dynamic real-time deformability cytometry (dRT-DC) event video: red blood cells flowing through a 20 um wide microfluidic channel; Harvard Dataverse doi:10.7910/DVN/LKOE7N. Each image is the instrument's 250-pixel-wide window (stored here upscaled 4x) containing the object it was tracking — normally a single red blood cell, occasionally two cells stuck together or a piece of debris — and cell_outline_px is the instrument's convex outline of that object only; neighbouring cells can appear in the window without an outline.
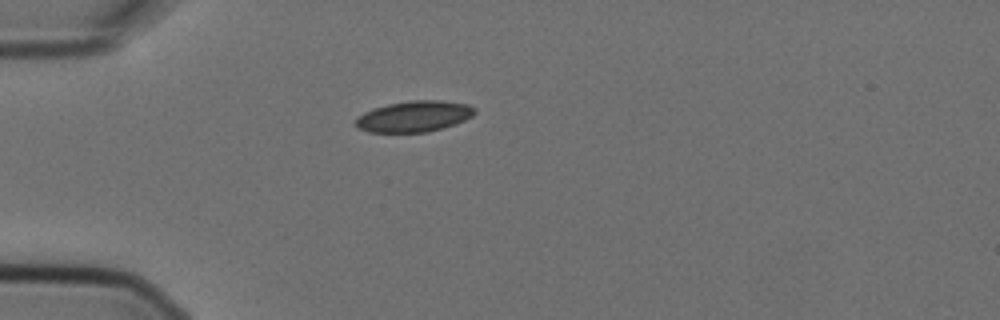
{"species": "Egyptian fruit bat (a non-hibernating species)", "species_latin": "Rousettus aegyptiacus", "temperature_condition": "cold", "stored_images_in_passage": 4, "camera_frame_rate_fps": 3000, "um_per_image_px": 0.085, "animal": {"sex": "female"}, "frame": {"image": 1, "passage_image": 1, "time_ms": 0.0, "image_size_px": [1000, 320], "cell_outline_px": [[476, 112], [472, 116], [464, 120], [428, 132], [368, 132], [356, 128], [352, 124], [364, 112], [372, 108], [388, 104], [412, 100], [440, 100], [468, 104], [476, 108]], "centroid_in_image_um": [35.16, 9.89], "position_along_channel_um": 49.8, "area_um2": 21.5}}
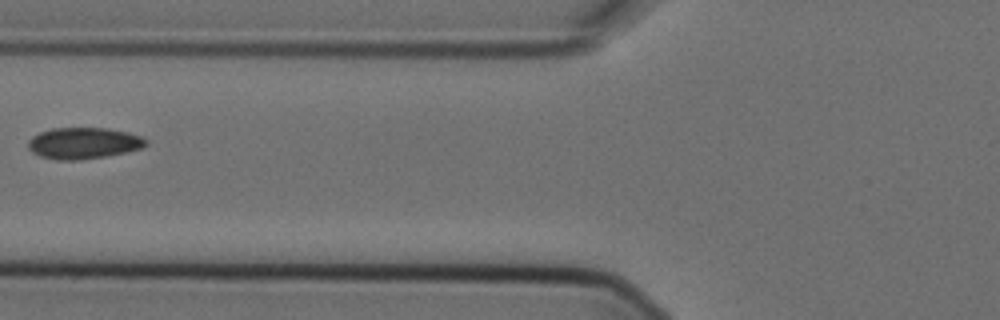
{"frame": {"image": 2, "passage_image": 3, "time_ms": 0.667, "image_size_px": [1000, 320], "cell_outline_px": [[148, 144], [144, 148], [104, 156], [80, 160], [60, 160], [40, 156], [32, 152], [28, 148], [28, 140], [32, 136], [40, 132], [52, 128], [108, 128], [128, 132], [140, 136], [148, 140]], "centroid_in_image_um": [7.11, 12.16], "position_along_channel_um": 118.7, "area_um2": 21.56}}
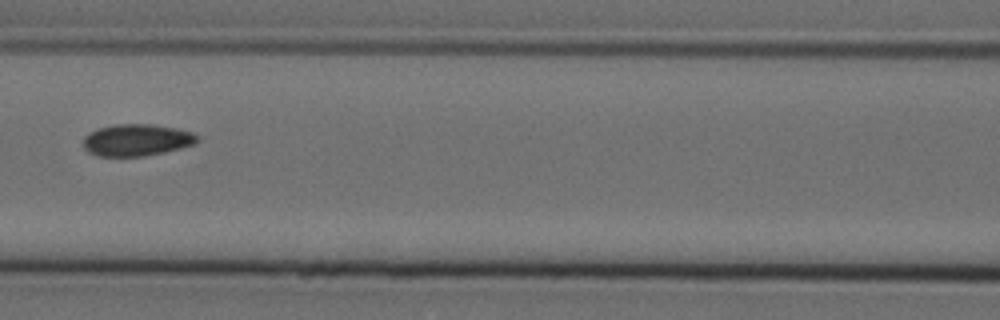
{"frame": {"image": 3, "passage_image": 4, "time_ms": 1.0, "image_size_px": [1000, 320], "cell_outline_px": [[196, 144], [164, 152], [144, 156], [96, 156], [88, 152], [84, 148], [84, 136], [88, 132], [100, 128], [116, 124], [152, 124], [176, 128], [192, 132], [196, 136]], "centroid_in_image_um": [11.59, 11.9], "position_along_channel_um": 155.0, "area_um2": 21.1}}